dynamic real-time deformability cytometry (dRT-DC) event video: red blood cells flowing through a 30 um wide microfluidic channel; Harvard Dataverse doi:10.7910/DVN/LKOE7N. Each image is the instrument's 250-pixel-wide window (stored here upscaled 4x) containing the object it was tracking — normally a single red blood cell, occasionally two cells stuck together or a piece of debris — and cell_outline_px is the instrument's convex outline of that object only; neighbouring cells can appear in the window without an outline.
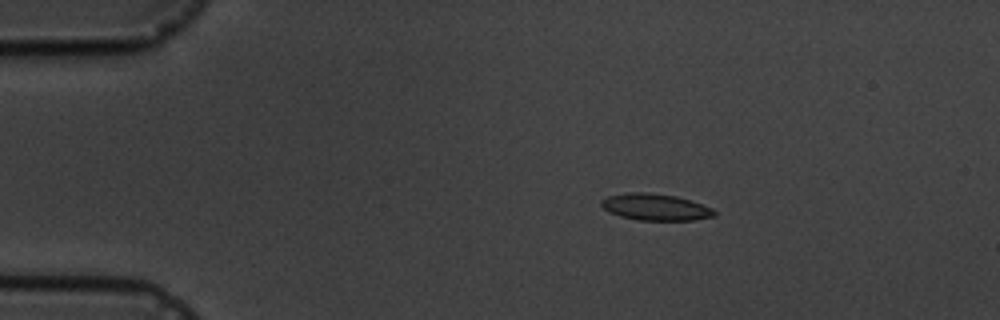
{"species": "common noctule bat (a hibernating species)", "species_latin": "Nyctalus noctula", "temperature_condition": "cold", "stored_images_in_passage": 6, "camera_frame_rate_fps": 3000, "um_per_image_px": 0.085, "animal": {"sex": "male", "body_mass_g": 19.5, "forearm_length_mm": 54.6}, "frame": {"image": 1, "passage_image": 4, "time_ms": 3.333, "image_size_px": [1000, 320], "cell_outline_px": [[716, 216], [692, 220], [640, 220], [620, 216], [604, 208], [600, 204], [600, 200], [608, 196], [628, 192], [648, 192], [676, 196], [712, 208], [716, 212]], "centroid_in_image_um": [55.7, 17.59], "position_along_channel_um": 29.3, "area_um2": 17.34}}